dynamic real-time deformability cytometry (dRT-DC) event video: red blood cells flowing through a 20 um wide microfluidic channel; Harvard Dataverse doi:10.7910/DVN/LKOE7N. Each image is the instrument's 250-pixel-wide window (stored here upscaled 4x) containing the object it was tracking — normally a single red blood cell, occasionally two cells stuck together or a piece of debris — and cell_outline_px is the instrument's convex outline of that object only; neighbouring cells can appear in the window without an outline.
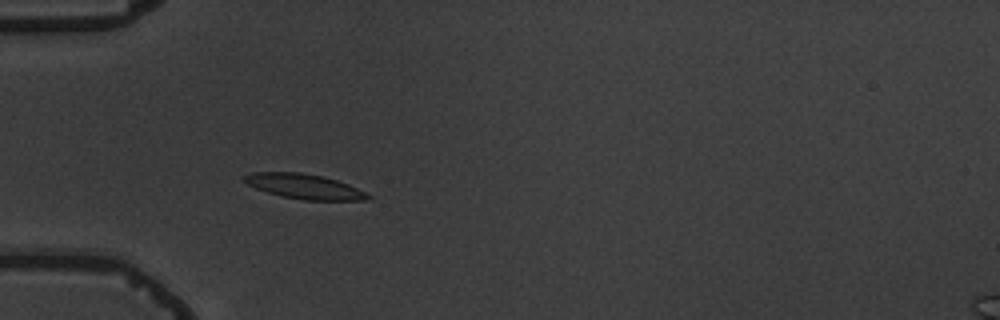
{"species": "common noctule bat (a hibernating species)", "species_latin": "Nyctalus noctula", "temperature_condition": "warm", "stored_images_in_passage": 4, "camera_frame_rate_fps": 3000, "um_per_image_px": 0.085, "animal": {"sex": "male", "body_mass_g": 19.5, "forearm_length_mm": 54.6}, "frame": {"image": 1, "passage_image": 4, "time_ms": 4.333, "image_size_px": [1000, 320], "cell_outline_px": [[372, 196], [368, 200], [304, 200], [280, 196], [256, 188], [248, 184], [244, 180], [244, 176], [252, 172], [300, 172], [324, 176], [348, 184]], "centroid_in_image_um": [25.87, 15.84], "position_along_channel_um": 59.1, "area_um2": 17.8}}